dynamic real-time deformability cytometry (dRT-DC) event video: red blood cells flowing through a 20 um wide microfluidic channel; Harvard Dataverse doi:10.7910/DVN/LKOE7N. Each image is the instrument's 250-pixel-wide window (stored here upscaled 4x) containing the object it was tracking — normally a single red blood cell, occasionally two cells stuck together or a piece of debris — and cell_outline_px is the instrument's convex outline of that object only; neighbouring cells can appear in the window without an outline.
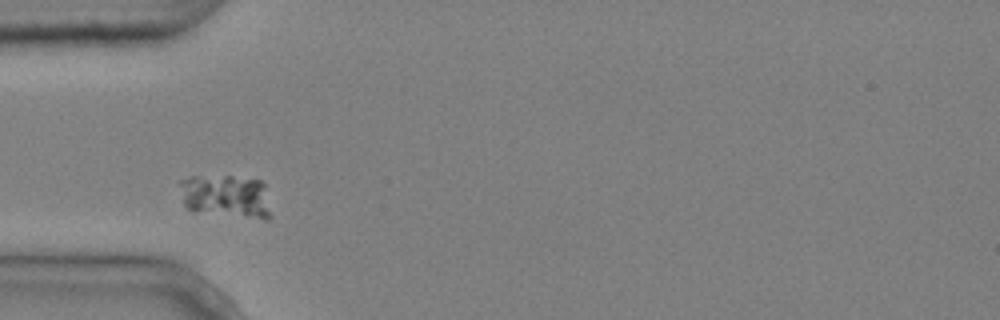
{"species": "common noctule bat (a hibernating species)", "species_latin": "Nyctalus noctula", "temperature_condition": "cold", "stored_images_in_passage": 1, "camera_frame_rate_fps": 3000, "um_per_image_px": 0.085, "animal": {"sex": "male", "body_mass_g": 20.4}, "frame": {"image": 1, "passage_image": 1, "time_ms": 0.0, "image_size_px": [1000, 320], "cell_outline_px": [[272, 216], [268, 220], [264, 220], [188, 208], [184, 204], [180, 184], [180, 180], [188, 176], [232, 176], [260, 180], [264, 184]], "centroid_in_image_um": [19.28, 16.65], "position_along_channel_um": 65.7, "area_um2": 22.66}}